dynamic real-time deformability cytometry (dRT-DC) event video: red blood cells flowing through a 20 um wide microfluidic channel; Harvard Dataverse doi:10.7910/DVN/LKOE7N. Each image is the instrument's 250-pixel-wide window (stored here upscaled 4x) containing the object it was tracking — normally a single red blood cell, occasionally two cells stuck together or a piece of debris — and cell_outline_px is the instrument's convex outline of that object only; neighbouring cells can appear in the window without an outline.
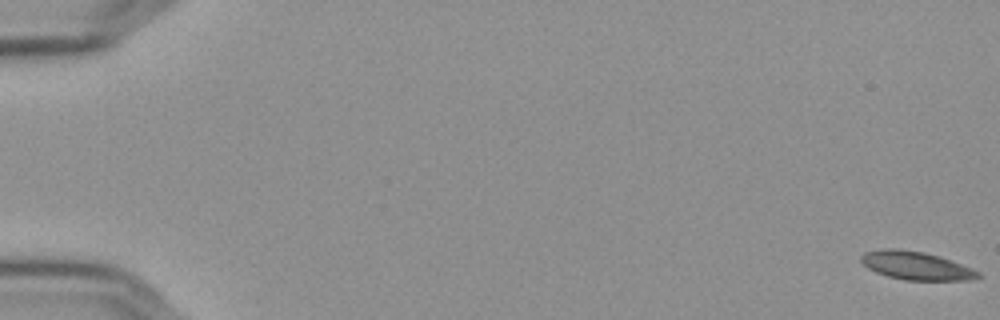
{"species": "Egyptian fruit bat (a non-hibernating species)", "species_latin": "Rousettus aegyptiacus", "temperature_condition": "cold", "stored_images_in_passage": 58, "camera_frame_rate_fps": 3000, "um_per_image_px": 0.085, "frame": {"image": 1, "passage_image": 1, "time_ms": 0.0, "image_size_px": [1000, 320], "cell_outline_px": [[980, 276], [976, 280], [904, 280], [888, 276], [876, 272], [868, 268], [860, 260], [860, 256], [864, 252], [884, 248], [896, 248], [924, 252], [940, 256], [972, 268], [980, 272]], "centroid_in_image_um": [77.87, 22.58], "position_along_channel_um": 7.1, "area_um2": 19.36}}
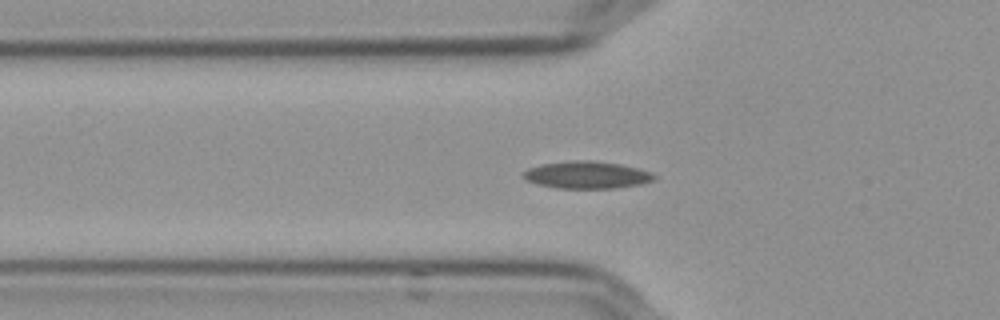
{"frame": {"image": 2, "passage_image": 21, "time_ms": 6.667, "image_size_px": [1000, 320], "cell_outline_px": [[656, 176], [652, 180], [640, 184], [612, 188], [556, 188], [540, 184], [528, 180], [524, 176], [524, 172], [528, 168], [540, 164], [572, 160], [592, 160], [620, 164], [636, 168], [648, 172]], "centroid_in_image_um": [49.85, 14.86], "position_along_channel_um": 75.9, "area_um2": 20.4}}
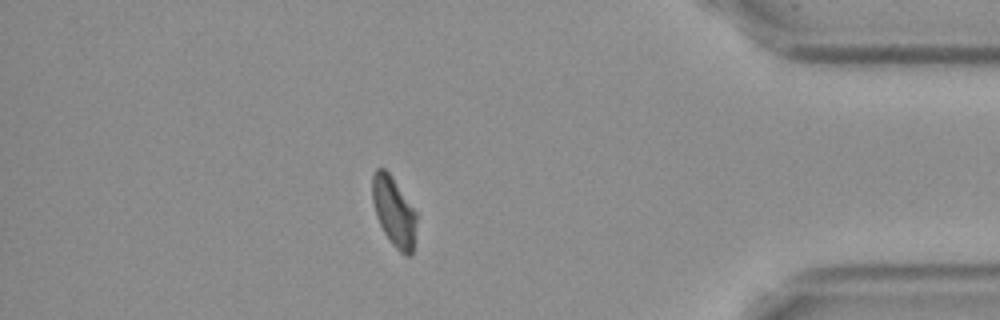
{"frame": {"image": 3, "passage_image": 51, "time_ms": 16.667, "image_size_px": [1000, 320], "cell_outline_px": [[416, 220], [412, 256], [404, 256], [392, 244], [384, 232], [376, 216], [372, 200], [372, 176], [376, 168], [384, 168], [392, 176], [416, 212]], "centroid_in_image_um": [33.47, 17.98], "position_along_channel_um": 401.7, "area_um2": 17.8}, "authors_computed_cell_mechanics": {"area_um2": 18.9584, "velocity_mm_per_s": 3.5802, "shape_relaxation_time_tau1_ms": null, "shape_relaxation_time_tau2_ms": 4.2957, "deformation_change_tau1": null, "deformation_change_tau2": 0.0711}}